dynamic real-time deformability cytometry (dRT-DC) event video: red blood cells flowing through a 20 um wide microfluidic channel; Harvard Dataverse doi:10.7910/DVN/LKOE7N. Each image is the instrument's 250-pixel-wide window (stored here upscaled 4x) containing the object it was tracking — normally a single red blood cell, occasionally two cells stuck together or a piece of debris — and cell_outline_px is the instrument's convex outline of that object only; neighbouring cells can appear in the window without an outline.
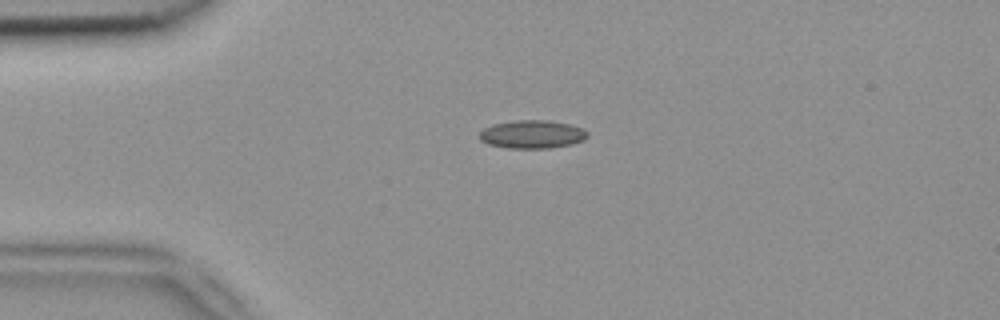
{"species": "common noctule bat (a hibernating species)", "species_latin": "Nyctalus noctula", "temperature_condition": "room temperature", "stored_images_in_passage": 1, "camera_frame_rate_fps": 3000, "um_per_image_px": 0.085, "animal": {"sex": "female", "body_mass_g": 18.4}, "frame": {"image": 1, "passage_image": 1, "time_ms": 0.0, "image_size_px": [1000, 320], "cell_outline_px": [[588, 136], [584, 140], [572, 144], [552, 148], [508, 148], [488, 144], [480, 140], [480, 132], [484, 128], [492, 124], [516, 120], [548, 120], [568, 124], [580, 128], [588, 132]], "centroid_in_image_um": [45.23, 11.42], "position_along_channel_um": 39.8, "area_um2": 17.74}}